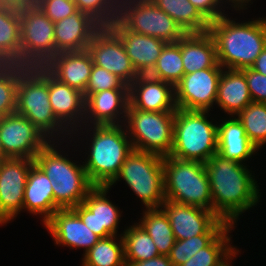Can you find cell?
<instances>
[{
	"label": "cell",
	"mask_w": 266,
	"mask_h": 266,
	"mask_svg": "<svg viewBox=\"0 0 266 266\" xmlns=\"http://www.w3.org/2000/svg\"><path fill=\"white\" fill-rule=\"evenodd\" d=\"M204 165L210 183L213 212L234 225L241 213L259 202L257 182L242 163L218 153Z\"/></svg>",
	"instance_id": "cell-1"
},
{
	"label": "cell",
	"mask_w": 266,
	"mask_h": 266,
	"mask_svg": "<svg viewBox=\"0 0 266 266\" xmlns=\"http://www.w3.org/2000/svg\"><path fill=\"white\" fill-rule=\"evenodd\" d=\"M218 63L225 69L251 67L266 47V19L236 23L225 15L211 21Z\"/></svg>",
	"instance_id": "cell-2"
},
{
	"label": "cell",
	"mask_w": 266,
	"mask_h": 266,
	"mask_svg": "<svg viewBox=\"0 0 266 266\" xmlns=\"http://www.w3.org/2000/svg\"><path fill=\"white\" fill-rule=\"evenodd\" d=\"M122 125H94L90 154L83 162L93 186L108 187L117 177L127 155L133 150L127 128ZM93 139V140H92Z\"/></svg>",
	"instance_id": "cell-3"
},
{
	"label": "cell",
	"mask_w": 266,
	"mask_h": 266,
	"mask_svg": "<svg viewBox=\"0 0 266 266\" xmlns=\"http://www.w3.org/2000/svg\"><path fill=\"white\" fill-rule=\"evenodd\" d=\"M55 147L50 140L36 155L34 163L50 180L55 203L61 209L73 208L83 202L94 186L84 166L71 162Z\"/></svg>",
	"instance_id": "cell-4"
},
{
	"label": "cell",
	"mask_w": 266,
	"mask_h": 266,
	"mask_svg": "<svg viewBox=\"0 0 266 266\" xmlns=\"http://www.w3.org/2000/svg\"><path fill=\"white\" fill-rule=\"evenodd\" d=\"M165 199L213 211L208 174L203 162L165 156Z\"/></svg>",
	"instance_id": "cell-5"
},
{
	"label": "cell",
	"mask_w": 266,
	"mask_h": 266,
	"mask_svg": "<svg viewBox=\"0 0 266 266\" xmlns=\"http://www.w3.org/2000/svg\"><path fill=\"white\" fill-rule=\"evenodd\" d=\"M208 111L176 109L170 155L206 163L217 153L218 125L207 120Z\"/></svg>",
	"instance_id": "cell-6"
},
{
	"label": "cell",
	"mask_w": 266,
	"mask_h": 266,
	"mask_svg": "<svg viewBox=\"0 0 266 266\" xmlns=\"http://www.w3.org/2000/svg\"><path fill=\"white\" fill-rule=\"evenodd\" d=\"M164 157L133 149L109 188L123 178L141 199L146 209L160 208L164 203Z\"/></svg>",
	"instance_id": "cell-7"
},
{
	"label": "cell",
	"mask_w": 266,
	"mask_h": 266,
	"mask_svg": "<svg viewBox=\"0 0 266 266\" xmlns=\"http://www.w3.org/2000/svg\"><path fill=\"white\" fill-rule=\"evenodd\" d=\"M127 132L133 149L155 153L160 156L170 155L173 147L175 111L145 112L128 108Z\"/></svg>",
	"instance_id": "cell-8"
},
{
	"label": "cell",
	"mask_w": 266,
	"mask_h": 266,
	"mask_svg": "<svg viewBox=\"0 0 266 266\" xmlns=\"http://www.w3.org/2000/svg\"><path fill=\"white\" fill-rule=\"evenodd\" d=\"M118 20L134 33L167 43L177 42L186 34L175 20L150 0H119Z\"/></svg>",
	"instance_id": "cell-9"
},
{
	"label": "cell",
	"mask_w": 266,
	"mask_h": 266,
	"mask_svg": "<svg viewBox=\"0 0 266 266\" xmlns=\"http://www.w3.org/2000/svg\"><path fill=\"white\" fill-rule=\"evenodd\" d=\"M4 158L35 159L50 139L30 120L17 113L0 118Z\"/></svg>",
	"instance_id": "cell-10"
},
{
	"label": "cell",
	"mask_w": 266,
	"mask_h": 266,
	"mask_svg": "<svg viewBox=\"0 0 266 266\" xmlns=\"http://www.w3.org/2000/svg\"><path fill=\"white\" fill-rule=\"evenodd\" d=\"M169 218L175 240L201 234H220L229 224L213 211L165 200L161 205Z\"/></svg>",
	"instance_id": "cell-11"
},
{
	"label": "cell",
	"mask_w": 266,
	"mask_h": 266,
	"mask_svg": "<svg viewBox=\"0 0 266 266\" xmlns=\"http://www.w3.org/2000/svg\"><path fill=\"white\" fill-rule=\"evenodd\" d=\"M16 113L30 120L48 139L52 140L54 133L66 134L68 131L66 135L72 134L53 114L47 82L20 87L17 90Z\"/></svg>",
	"instance_id": "cell-12"
},
{
	"label": "cell",
	"mask_w": 266,
	"mask_h": 266,
	"mask_svg": "<svg viewBox=\"0 0 266 266\" xmlns=\"http://www.w3.org/2000/svg\"><path fill=\"white\" fill-rule=\"evenodd\" d=\"M87 50L94 65L117 75L127 85L140 75L129 59L121 39L109 27H101L94 34Z\"/></svg>",
	"instance_id": "cell-13"
},
{
	"label": "cell",
	"mask_w": 266,
	"mask_h": 266,
	"mask_svg": "<svg viewBox=\"0 0 266 266\" xmlns=\"http://www.w3.org/2000/svg\"><path fill=\"white\" fill-rule=\"evenodd\" d=\"M223 68H206L183 75L174 86L178 109L209 111L216 102L218 82Z\"/></svg>",
	"instance_id": "cell-14"
},
{
	"label": "cell",
	"mask_w": 266,
	"mask_h": 266,
	"mask_svg": "<svg viewBox=\"0 0 266 266\" xmlns=\"http://www.w3.org/2000/svg\"><path fill=\"white\" fill-rule=\"evenodd\" d=\"M33 159L5 158L0 166V224L14 219L23 209L27 176Z\"/></svg>",
	"instance_id": "cell-15"
},
{
	"label": "cell",
	"mask_w": 266,
	"mask_h": 266,
	"mask_svg": "<svg viewBox=\"0 0 266 266\" xmlns=\"http://www.w3.org/2000/svg\"><path fill=\"white\" fill-rule=\"evenodd\" d=\"M109 187L94 186L83 202L72 209L78 214L83 223L100 238L117 235L120 212L106 193Z\"/></svg>",
	"instance_id": "cell-16"
},
{
	"label": "cell",
	"mask_w": 266,
	"mask_h": 266,
	"mask_svg": "<svg viewBox=\"0 0 266 266\" xmlns=\"http://www.w3.org/2000/svg\"><path fill=\"white\" fill-rule=\"evenodd\" d=\"M145 112L176 111L174 86L140 74L129 85V106Z\"/></svg>",
	"instance_id": "cell-17"
},
{
	"label": "cell",
	"mask_w": 266,
	"mask_h": 266,
	"mask_svg": "<svg viewBox=\"0 0 266 266\" xmlns=\"http://www.w3.org/2000/svg\"><path fill=\"white\" fill-rule=\"evenodd\" d=\"M109 28L121 39L127 55L139 74H148L155 66L167 42L128 30L118 19Z\"/></svg>",
	"instance_id": "cell-18"
},
{
	"label": "cell",
	"mask_w": 266,
	"mask_h": 266,
	"mask_svg": "<svg viewBox=\"0 0 266 266\" xmlns=\"http://www.w3.org/2000/svg\"><path fill=\"white\" fill-rule=\"evenodd\" d=\"M44 225L52 234L55 244L70 248L83 247L85 253L100 240L72 208L58 209Z\"/></svg>",
	"instance_id": "cell-19"
},
{
	"label": "cell",
	"mask_w": 266,
	"mask_h": 266,
	"mask_svg": "<svg viewBox=\"0 0 266 266\" xmlns=\"http://www.w3.org/2000/svg\"><path fill=\"white\" fill-rule=\"evenodd\" d=\"M129 89H110L91 94L85 100V121L92 118L93 125H119L118 118L127 116ZM120 109V110H119ZM123 110V111H122ZM89 116V117H88ZM117 121V122H116Z\"/></svg>",
	"instance_id": "cell-20"
},
{
	"label": "cell",
	"mask_w": 266,
	"mask_h": 266,
	"mask_svg": "<svg viewBox=\"0 0 266 266\" xmlns=\"http://www.w3.org/2000/svg\"><path fill=\"white\" fill-rule=\"evenodd\" d=\"M48 93L51 109L57 120L63 126L65 125L69 132L71 130L72 132L78 131L77 124L81 120L84 123L83 120L85 118L84 93L60 82L58 79L48 82ZM68 126L71 127V130L70 128L68 129Z\"/></svg>",
	"instance_id": "cell-21"
},
{
	"label": "cell",
	"mask_w": 266,
	"mask_h": 266,
	"mask_svg": "<svg viewBox=\"0 0 266 266\" xmlns=\"http://www.w3.org/2000/svg\"><path fill=\"white\" fill-rule=\"evenodd\" d=\"M100 28L88 14L77 11L54 23L55 46L67 52L86 50Z\"/></svg>",
	"instance_id": "cell-22"
},
{
	"label": "cell",
	"mask_w": 266,
	"mask_h": 266,
	"mask_svg": "<svg viewBox=\"0 0 266 266\" xmlns=\"http://www.w3.org/2000/svg\"><path fill=\"white\" fill-rule=\"evenodd\" d=\"M20 43L26 50H45L56 47L54 22L36 4L19 11Z\"/></svg>",
	"instance_id": "cell-23"
},
{
	"label": "cell",
	"mask_w": 266,
	"mask_h": 266,
	"mask_svg": "<svg viewBox=\"0 0 266 266\" xmlns=\"http://www.w3.org/2000/svg\"><path fill=\"white\" fill-rule=\"evenodd\" d=\"M184 75L206 68H223L217 61L216 46L208 33H188L180 39Z\"/></svg>",
	"instance_id": "cell-24"
},
{
	"label": "cell",
	"mask_w": 266,
	"mask_h": 266,
	"mask_svg": "<svg viewBox=\"0 0 266 266\" xmlns=\"http://www.w3.org/2000/svg\"><path fill=\"white\" fill-rule=\"evenodd\" d=\"M23 209H27L35 215H43L44 224L51 218L55 211L61 209L54 201L50 180L35 163L31 166L27 176Z\"/></svg>",
	"instance_id": "cell-25"
},
{
	"label": "cell",
	"mask_w": 266,
	"mask_h": 266,
	"mask_svg": "<svg viewBox=\"0 0 266 266\" xmlns=\"http://www.w3.org/2000/svg\"><path fill=\"white\" fill-rule=\"evenodd\" d=\"M223 69L218 82L216 104L230 115H237L252 102L245 74L239 69Z\"/></svg>",
	"instance_id": "cell-26"
},
{
	"label": "cell",
	"mask_w": 266,
	"mask_h": 266,
	"mask_svg": "<svg viewBox=\"0 0 266 266\" xmlns=\"http://www.w3.org/2000/svg\"><path fill=\"white\" fill-rule=\"evenodd\" d=\"M258 148L248 139L245 129L237 118H230L218 125L217 153L229 160L242 163Z\"/></svg>",
	"instance_id": "cell-27"
},
{
	"label": "cell",
	"mask_w": 266,
	"mask_h": 266,
	"mask_svg": "<svg viewBox=\"0 0 266 266\" xmlns=\"http://www.w3.org/2000/svg\"><path fill=\"white\" fill-rule=\"evenodd\" d=\"M188 33L208 32L210 22L189 0H150Z\"/></svg>",
	"instance_id": "cell-28"
},
{
	"label": "cell",
	"mask_w": 266,
	"mask_h": 266,
	"mask_svg": "<svg viewBox=\"0 0 266 266\" xmlns=\"http://www.w3.org/2000/svg\"><path fill=\"white\" fill-rule=\"evenodd\" d=\"M93 68V59L86 50L67 52L58 80L84 93Z\"/></svg>",
	"instance_id": "cell-29"
},
{
	"label": "cell",
	"mask_w": 266,
	"mask_h": 266,
	"mask_svg": "<svg viewBox=\"0 0 266 266\" xmlns=\"http://www.w3.org/2000/svg\"><path fill=\"white\" fill-rule=\"evenodd\" d=\"M28 69V50L20 48L14 52L0 54V80L17 90L38 83L34 74Z\"/></svg>",
	"instance_id": "cell-30"
},
{
	"label": "cell",
	"mask_w": 266,
	"mask_h": 266,
	"mask_svg": "<svg viewBox=\"0 0 266 266\" xmlns=\"http://www.w3.org/2000/svg\"><path fill=\"white\" fill-rule=\"evenodd\" d=\"M139 225L150 235L160 255H169L175 237L170 221L161 208L146 209Z\"/></svg>",
	"instance_id": "cell-31"
},
{
	"label": "cell",
	"mask_w": 266,
	"mask_h": 266,
	"mask_svg": "<svg viewBox=\"0 0 266 266\" xmlns=\"http://www.w3.org/2000/svg\"><path fill=\"white\" fill-rule=\"evenodd\" d=\"M67 51L54 47L45 50H28V71L38 82H50L60 76L61 65Z\"/></svg>",
	"instance_id": "cell-32"
},
{
	"label": "cell",
	"mask_w": 266,
	"mask_h": 266,
	"mask_svg": "<svg viewBox=\"0 0 266 266\" xmlns=\"http://www.w3.org/2000/svg\"><path fill=\"white\" fill-rule=\"evenodd\" d=\"M123 235L125 262L129 266L132 262L149 260L160 256L150 235L138 223L125 229Z\"/></svg>",
	"instance_id": "cell-33"
},
{
	"label": "cell",
	"mask_w": 266,
	"mask_h": 266,
	"mask_svg": "<svg viewBox=\"0 0 266 266\" xmlns=\"http://www.w3.org/2000/svg\"><path fill=\"white\" fill-rule=\"evenodd\" d=\"M116 242L115 235L100 240L84 254L82 266H127L122 235ZM119 243V244H118Z\"/></svg>",
	"instance_id": "cell-34"
},
{
	"label": "cell",
	"mask_w": 266,
	"mask_h": 266,
	"mask_svg": "<svg viewBox=\"0 0 266 266\" xmlns=\"http://www.w3.org/2000/svg\"><path fill=\"white\" fill-rule=\"evenodd\" d=\"M149 76L170 83L175 86L184 75V66L181 56L180 40L167 43Z\"/></svg>",
	"instance_id": "cell-35"
},
{
	"label": "cell",
	"mask_w": 266,
	"mask_h": 266,
	"mask_svg": "<svg viewBox=\"0 0 266 266\" xmlns=\"http://www.w3.org/2000/svg\"><path fill=\"white\" fill-rule=\"evenodd\" d=\"M232 227L229 224L207 247L200 249L180 266H218L236 250L229 244L231 237H228V233Z\"/></svg>",
	"instance_id": "cell-36"
},
{
	"label": "cell",
	"mask_w": 266,
	"mask_h": 266,
	"mask_svg": "<svg viewBox=\"0 0 266 266\" xmlns=\"http://www.w3.org/2000/svg\"><path fill=\"white\" fill-rule=\"evenodd\" d=\"M248 139L259 149L266 143V103L251 102L237 114Z\"/></svg>",
	"instance_id": "cell-37"
},
{
	"label": "cell",
	"mask_w": 266,
	"mask_h": 266,
	"mask_svg": "<svg viewBox=\"0 0 266 266\" xmlns=\"http://www.w3.org/2000/svg\"><path fill=\"white\" fill-rule=\"evenodd\" d=\"M21 48L18 10L0 7V54Z\"/></svg>",
	"instance_id": "cell-38"
},
{
	"label": "cell",
	"mask_w": 266,
	"mask_h": 266,
	"mask_svg": "<svg viewBox=\"0 0 266 266\" xmlns=\"http://www.w3.org/2000/svg\"><path fill=\"white\" fill-rule=\"evenodd\" d=\"M76 8L88 14L101 27H109L119 14V0H74Z\"/></svg>",
	"instance_id": "cell-39"
},
{
	"label": "cell",
	"mask_w": 266,
	"mask_h": 266,
	"mask_svg": "<svg viewBox=\"0 0 266 266\" xmlns=\"http://www.w3.org/2000/svg\"><path fill=\"white\" fill-rule=\"evenodd\" d=\"M219 234H201L184 240H176L168 255L174 266H180L207 247Z\"/></svg>",
	"instance_id": "cell-40"
},
{
	"label": "cell",
	"mask_w": 266,
	"mask_h": 266,
	"mask_svg": "<svg viewBox=\"0 0 266 266\" xmlns=\"http://www.w3.org/2000/svg\"><path fill=\"white\" fill-rule=\"evenodd\" d=\"M110 89H129V85L117 75L93 64L89 82L84 92L85 100L91 94Z\"/></svg>",
	"instance_id": "cell-41"
},
{
	"label": "cell",
	"mask_w": 266,
	"mask_h": 266,
	"mask_svg": "<svg viewBox=\"0 0 266 266\" xmlns=\"http://www.w3.org/2000/svg\"><path fill=\"white\" fill-rule=\"evenodd\" d=\"M33 4L54 23L78 11L74 0H33Z\"/></svg>",
	"instance_id": "cell-42"
},
{
	"label": "cell",
	"mask_w": 266,
	"mask_h": 266,
	"mask_svg": "<svg viewBox=\"0 0 266 266\" xmlns=\"http://www.w3.org/2000/svg\"><path fill=\"white\" fill-rule=\"evenodd\" d=\"M241 70L245 74L252 101L266 103V76L251 67Z\"/></svg>",
	"instance_id": "cell-43"
},
{
	"label": "cell",
	"mask_w": 266,
	"mask_h": 266,
	"mask_svg": "<svg viewBox=\"0 0 266 266\" xmlns=\"http://www.w3.org/2000/svg\"><path fill=\"white\" fill-rule=\"evenodd\" d=\"M17 89L0 80V118L16 113Z\"/></svg>",
	"instance_id": "cell-44"
},
{
	"label": "cell",
	"mask_w": 266,
	"mask_h": 266,
	"mask_svg": "<svg viewBox=\"0 0 266 266\" xmlns=\"http://www.w3.org/2000/svg\"><path fill=\"white\" fill-rule=\"evenodd\" d=\"M189 2H191L209 22L217 20L219 17L225 15L219 9L221 0H189Z\"/></svg>",
	"instance_id": "cell-45"
},
{
	"label": "cell",
	"mask_w": 266,
	"mask_h": 266,
	"mask_svg": "<svg viewBox=\"0 0 266 266\" xmlns=\"http://www.w3.org/2000/svg\"><path fill=\"white\" fill-rule=\"evenodd\" d=\"M129 266H174L167 255H160L155 258L132 262Z\"/></svg>",
	"instance_id": "cell-46"
},
{
	"label": "cell",
	"mask_w": 266,
	"mask_h": 266,
	"mask_svg": "<svg viewBox=\"0 0 266 266\" xmlns=\"http://www.w3.org/2000/svg\"><path fill=\"white\" fill-rule=\"evenodd\" d=\"M31 4H33V0H0V7H6L18 11Z\"/></svg>",
	"instance_id": "cell-47"
},
{
	"label": "cell",
	"mask_w": 266,
	"mask_h": 266,
	"mask_svg": "<svg viewBox=\"0 0 266 266\" xmlns=\"http://www.w3.org/2000/svg\"><path fill=\"white\" fill-rule=\"evenodd\" d=\"M251 68L266 76V47L263 49L260 55L256 58V61L251 66Z\"/></svg>",
	"instance_id": "cell-48"
},
{
	"label": "cell",
	"mask_w": 266,
	"mask_h": 266,
	"mask_svg": "<svg viewBox=\"0 0 266 266\" xmlns=\"http://www.w3.org/2000/svg\"><path fill=\"white\" fill-rule=\"evenodd\" d=\"M222 1V0H221ZM226 1H228V0H226ZM232 2V3H234V4H232V6L235 8V9H242L243 10V8L245 7V6H247L246 5V3H248V2H250L251 0H229V2Z\"/></svg>",
	"instance_id": "cell-49"
},
{
	"label": "cell",
	"mask_w": 266,
	"mask_h": 266,
	"mask_svg": "<svg viewBox=\"0 0 266 266\" xmlns=\"http://www.w3.org/2000/svg\"><path fill=\"white\" fill-rule=\"evenodd\" d=\"M237 251L239 250H234L222 263H220L218 266H231L230 265V261L234 258V256L236 257ZM233 257V258H232ZM230 260V261H228ZM229 262V263H228Z\"/></svg>",
	"instance_id": "cell-50"
},
{
	"label": "cell",
	"mask_w": 266,
	"mask_h": 266,
	"mask_svg": "<svg viewBox=\"0 0 266 266\" xmlns=\"http://www.w3.org/2000/svg\"><path fill=\"white\" fill-rule=\"evenodd\" d=\"M0 156H3V146L1 142V134H0Z\"/></svg>",
	"instance_id": "cell-51"
},
{
	"label": "cell",
	"mask_w": 266,
	"mask_h": 266,
	"mask_svg": "<svg viewBox=\"0 0 266 266\" xmlns=\"http://www.w3.org/2000/svg\"><path fill=\"white\" fill-rule=\"evenodd\" d=\"M5 158L3 156H0V166H1V163L2 161L4 160Z\"/></svg>",
	"instance_id": "cell-52"
}]
</instances>
